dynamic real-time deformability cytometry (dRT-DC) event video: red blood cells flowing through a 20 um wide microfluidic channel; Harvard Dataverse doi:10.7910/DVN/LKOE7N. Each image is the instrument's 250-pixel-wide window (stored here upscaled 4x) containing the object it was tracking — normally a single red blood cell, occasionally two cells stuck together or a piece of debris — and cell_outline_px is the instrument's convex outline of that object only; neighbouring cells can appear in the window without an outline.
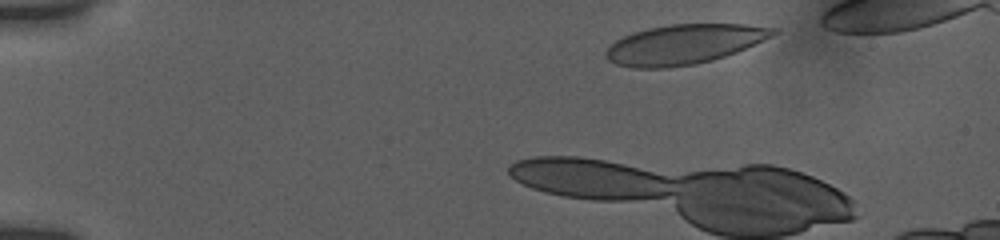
{"species": "human", "species_latin": "Homo sapiens", "temperature_condition": "room temperature", "stored_images_in_passage": 7, "camera_frame_rate_fps": 3000, "um_per_image_px": 0.085, "donor": {"sex": "female"}, "frame": {"image": 1, "passage_image": 1, "time_ms": 0.0, "image_size_px": [1000, 240], "cell_outline_px": [[780, 32], [772, 36], [736, 52], [712, 60], [696, 64], [668, 68], [632, 68], [616, 64], [608, 60], [604, 52], [616, 40], [624, 36], [648, 28], [672, 24], [744, 24], [776, 28]], "centroid_in_image_um": [58.14, 3.77], "position_along_channel_um": 26.9, "area_um2": 38.55}}
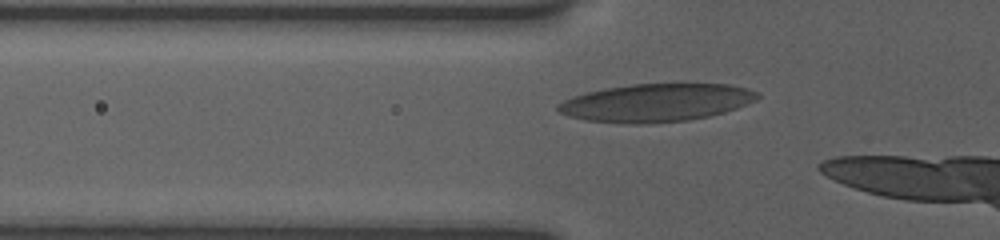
{"frame": {"image": 2, "passage_image": 7, "time_ms": 6.667, "image_size_px": [1000, 240], "cell_outline_px": [[760, 96], [756, 100], [736, 108], [724, 112], [708, 116], [688, 120], [644, 124], [628, 124], [584, 120], [568, 116], [560, 112], [556, 108], [556, 104], [572, 96], [604, 88], [632, 84], [728, 84], [748, 88], [760, 92]], "centroid_in_image_um": [55.76, 8.73], "position_along_channel_um": 70.0, "area_um2": 44.22}}